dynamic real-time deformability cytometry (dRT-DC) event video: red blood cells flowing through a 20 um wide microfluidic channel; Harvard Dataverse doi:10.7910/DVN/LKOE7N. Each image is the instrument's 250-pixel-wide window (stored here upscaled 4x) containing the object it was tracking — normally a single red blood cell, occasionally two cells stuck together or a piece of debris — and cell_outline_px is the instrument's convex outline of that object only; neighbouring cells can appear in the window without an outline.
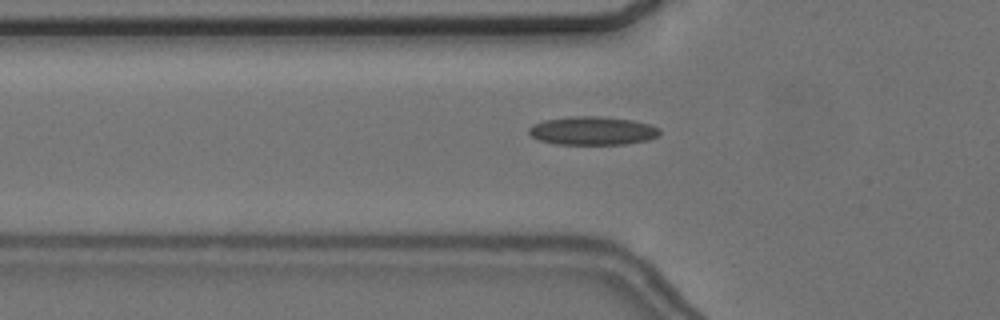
{"species": "common noctule bat (a hibernating species)", "species_latin": "Nyctalus noctula", "temperature_condition": "cold", "stored_images_in_passage": 39, "camera_frame_rate_fps": 3000, "um_per_image_px": 0.085, "animal": {"sex": "female", "body_mass_g": 24.6, "forearm_length_mm": 56.2}, "frame": {"image": 1, "passage_image": 7, "time_ms": 2.0, "image_size_px": [1000, 320], "cell_outline_px": [[660, 132], [656, 136], [648, 140], [628, 144], [556, 144], [540, 140], [532, 136], [528, 132], [528, 128], [532, 124], [544, 120], [568, 116], [600, 116], [632, 120], [648, 124], [660, 128]], "centroid_in_image_um": [50.34, 11.11], "position_along_channel_um": 75.5, "area_um2": 21.73}}
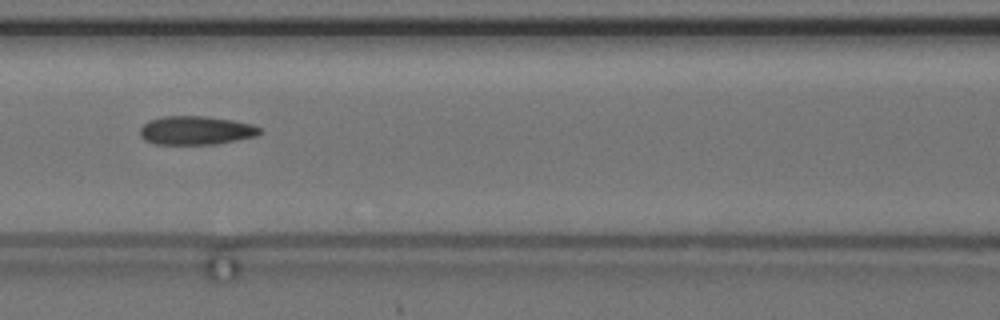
{"frame": {"image": 2, "passage_image": 13, "time_ms": 4.0, "image_size_px": [1000, 320], "cell_outline_px": [[264, 132], [256, 136], [216, 144], [156, 144], [144, 140], [140, 136], [140, 128], [148, 120], [164, 116], [204, 116], [232, 120], [252, 124], [260, 128]], "centroid_in_image_um": [16.65, 11.08], "position_along_channel_um": 149.9, "area_um2": 20.06}}
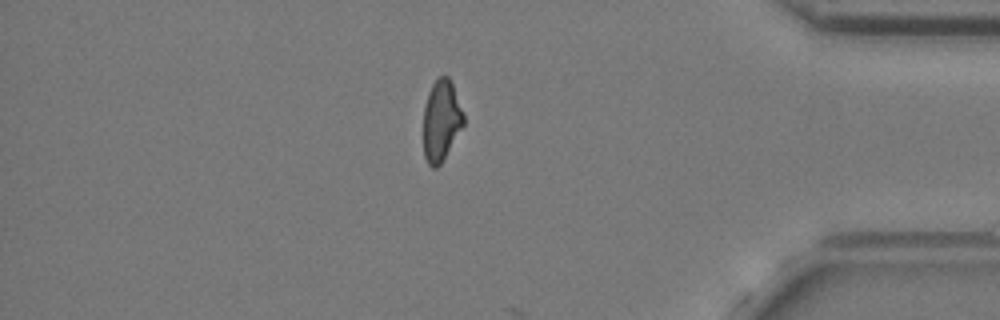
{"frame": {"image": 3, "passage_image": 36, "time_ms": 11.667, "image_size_px": [1000, 320], "cell_outline_px": [[464, 124], [440, 164], [436, 168], [432, 168], [428, 164], [424, 156], [424, 108], [428, 92], [432, 84], [440, 76], [448, 76], [452, 80], [464, 112]], "centroid_in_image_um": [37.52, 10.21], "position_along_channel_um": 397.7, "area_um2": 19.02}}